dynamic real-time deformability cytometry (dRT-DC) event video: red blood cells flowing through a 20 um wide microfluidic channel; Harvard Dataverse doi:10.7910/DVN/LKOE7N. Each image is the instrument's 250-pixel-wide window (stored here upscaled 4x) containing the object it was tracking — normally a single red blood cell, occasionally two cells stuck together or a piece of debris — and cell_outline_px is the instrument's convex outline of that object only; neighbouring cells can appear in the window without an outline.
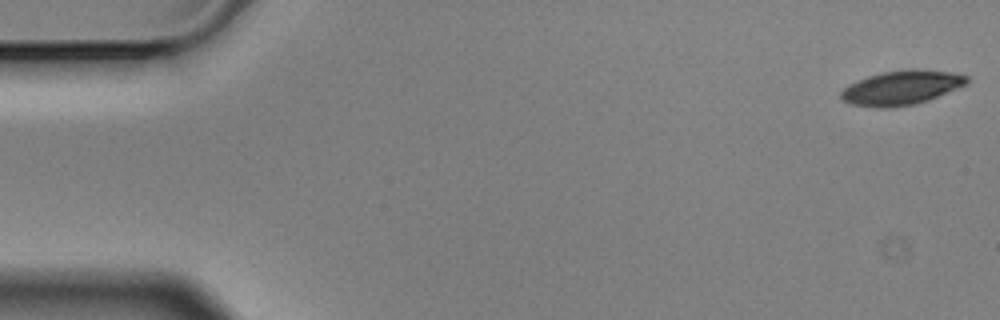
{"species": "Egyptian fruit bat (a non-hibernating species)", "species_latin": "Rousettus aegyptiacus", "temperature_condition": "cold", "stored_images_in_passage": 57, "camera_frame_rate_fps": 3000, "um_per_image_px": 0.085, "animal": {"sex": "male"}, "frame": {"image": 1, "passage_image": 1, "time_ms": 0.0, "image_size_px": [1000, 320], "cell_outline_px": [[968, 84], [928, 100], [916, 104], [888, 108], [876, 108], [852, 104], [844, 100], [840, 96], [840, 92], [848, 84], [868, 76], [884, 72], [912, 68], [916, 68], [952, 72], [968, 76]], "centroid_in_image_um": [76.64, 7.45], "position_along_channel_um": 8.4, "area_um2": 25.26}}
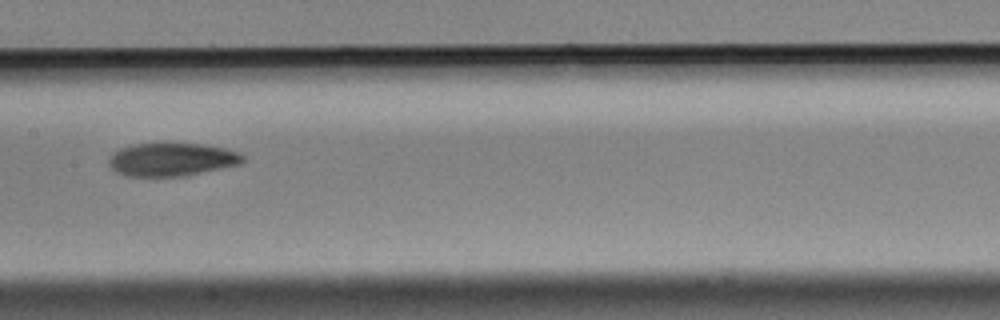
{"frame": {"image": 2, "passage_image": 28, "time_ms": 9.0, "image_size_px": [1000, 320], "cell_outline_px": [[244, 160], [240, 164], [184, 176], [128, 176], [116, 172], [108, 164], [108, 160], [112, 152], [120, 148], [136, 144], [200, 144], [224, 148], [240, 152], [244, 156]], "centroid_in_image_um": [14.58, 13.56], "position_along_channel_um": 192.8, "area_um2": 25.72}}
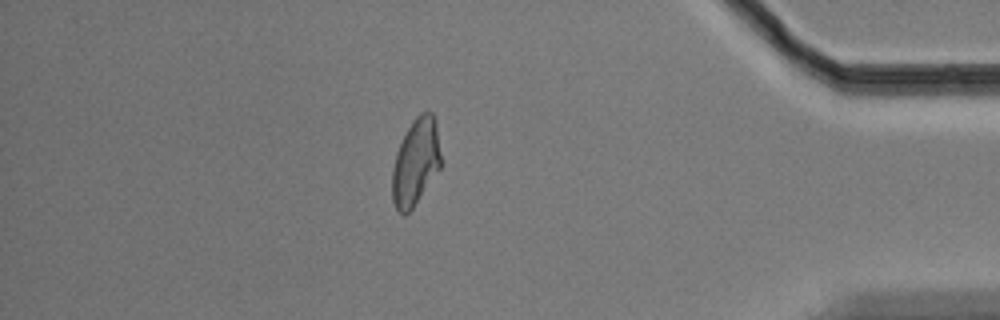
{"frame": {"image": 3, "passage_image": 49, "time_ms": 16.0, "image_size_px": [1000, 320], "cell_outline_px": [[440, 168], [412, 208], [404, 216], [396, 208], [392, 200], [392, 172], [396, 152], [412, 120], [420, 112], [432, 112], [436, 120], [440, 152]], "centroid_in_image_um": [35.33, 13.76], "position_along_channel_um": 399.9, "area_um2": 24.33}, "authors_computed_cell_mechanics": {"area_um2": 25.721, "velocity_mm_per_s": 3.5119, "shape_relaxation_time_tau1_ms": 6.3598, "shape_relaxation_time_tau2_ms": 4.1214, "deformation_change_tau1": 0.1565, "deformation_change_tau2": 0.1009}}